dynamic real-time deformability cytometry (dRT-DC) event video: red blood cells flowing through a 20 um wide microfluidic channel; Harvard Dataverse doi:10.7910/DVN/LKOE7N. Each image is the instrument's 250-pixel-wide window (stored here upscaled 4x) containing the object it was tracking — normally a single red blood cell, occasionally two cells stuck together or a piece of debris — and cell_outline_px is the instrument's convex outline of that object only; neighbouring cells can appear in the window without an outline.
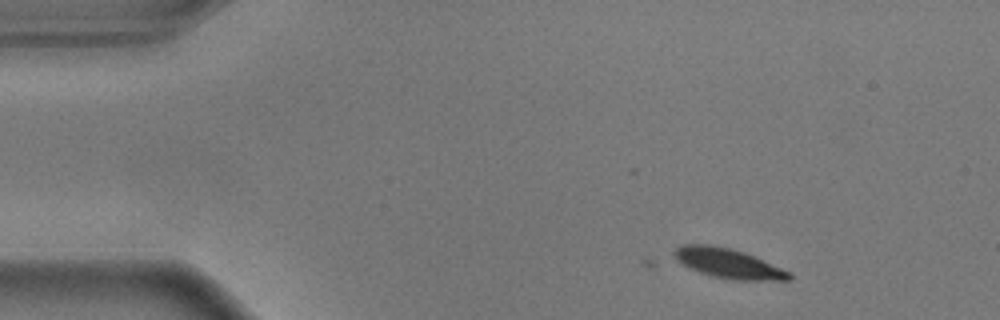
{"species": "common noctule bat (a hibernating species)", "species_latin": "Nyctalus noctula", "temperature_condition": "warm", "stored_images_in_passage": 6, "camera_frame_rate_fps": 3000, "um_per_image_px": 0.085, "animal": {"sex": "male", "body_mass_g": 17.9}, "frame": {"image": 1, "passage_image": 1, "time_ms": 0.0, "image_size_px": [1000, 320], "cell_outline_px": [[792, 280], [732, 280], [712, 276], [700, 272], [676, 260], [672, 256], [672, 252], [680, 244], [708, 244], [732, 248], [744, 252], [792, 272]], "centroid_in_image_um": [61.9, 22.38], "position_along_channel_um": 23.1, "area_um2": 20.0}}